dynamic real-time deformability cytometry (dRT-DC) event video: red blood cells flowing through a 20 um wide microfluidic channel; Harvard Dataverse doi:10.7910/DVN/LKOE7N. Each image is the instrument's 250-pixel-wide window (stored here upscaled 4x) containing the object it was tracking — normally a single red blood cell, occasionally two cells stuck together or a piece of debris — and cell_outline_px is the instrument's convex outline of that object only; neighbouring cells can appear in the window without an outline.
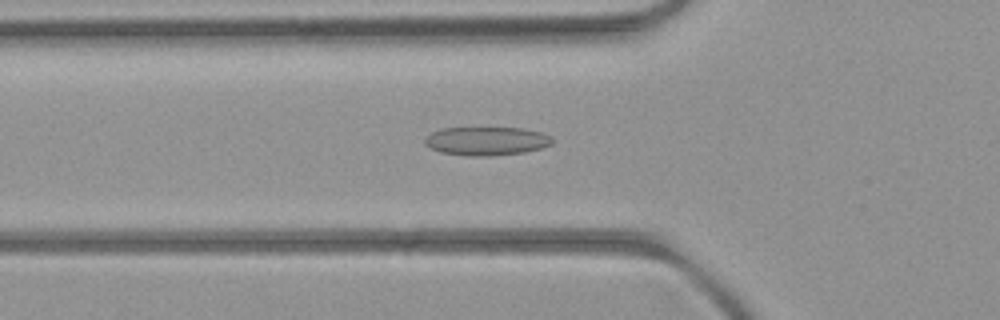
{"species": "common noctule bat (a hibernating species)", "species_latin": "Nyctalus noctula", "temperature_condition": "room temperature", "stored_images_in_passage": 53, "camera_frame_rate_fps": 3000, "um_per_image_px": 0.085, "animal": {"sex": "female", "body_mass_g": 21.9}, "frame": {"image": 1, "passage_image": 19, "time_ms": 6.0, "image_size_px": [1000, 320], "cell_outline_px": [[552, 144], [540, 148], [524, 152], [492, 156], [464, 156], [440, 152], [424, 144], [424, 140], [432, 132], [444, 128], [520, 128], [544, 132], [552, 136]], "centroid_in_image_um": [41.37, 11.99], "position_along_channel_um": 84.4, "area_um2": 21.27}}
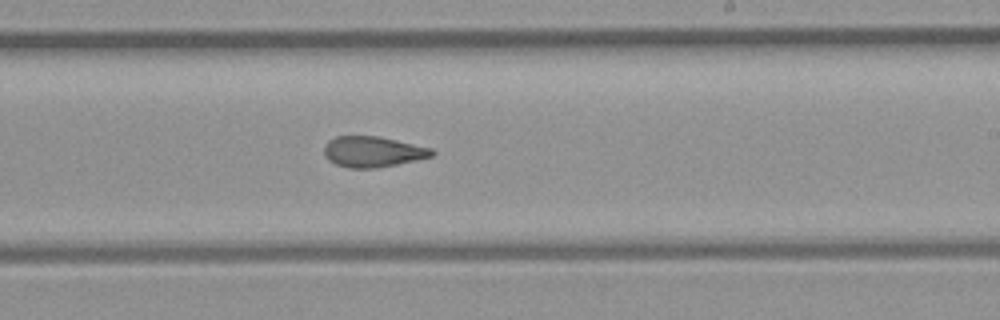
{"frame": {"image": 2, "passage_image": 32, "time_ms": 10.333, "image_size_px": [1000, 320], "cell_outline_px": [[436, 152], [432, 156], [416, 160], [376, 168], [348, 168], [336, 164], [328, 160], [324, 152], [324, 144], [328, 140], [336, 136], [376, 136], [396, 140], [432, 148]], "centroid_in_image_um": [31.67, 12.89], "position_along_channel_um": 257.3, "area_um2": 19.25}}
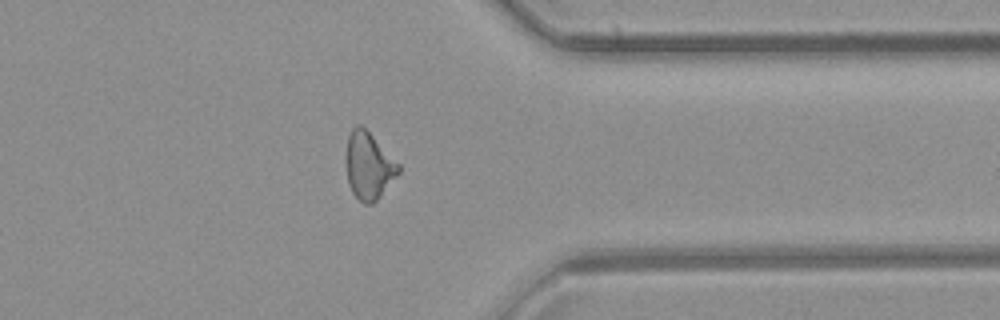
{"frame": {"image": 3, "passage_image": 42, "time_ms": 13.667, "image_size_px": [1000, 320], "cell_outline_px": [[400, 172], [380, 196], [372, 204], [364, 204], [352, 192], [348, 184], [344, 160], [344, 156], [348, 136], [352, 128], [356, 124], [360, 124], [400, 164]], "centroid_in_image_um": [31.3, 14.09], "position_along_channel_um": 380.1, "area_um2": 20.63}, "authors_computed_cell_mechanics": {"area_um2": 20.5768, "velocity_mm_per_s": 3.9679, "shape_relaxation_time_tau1_ms": null, "shape_relaxation_time_tau2_ms": 2.9226, "deformation_change_tau1": null, "deformation_change_tau2": 0.1097}}